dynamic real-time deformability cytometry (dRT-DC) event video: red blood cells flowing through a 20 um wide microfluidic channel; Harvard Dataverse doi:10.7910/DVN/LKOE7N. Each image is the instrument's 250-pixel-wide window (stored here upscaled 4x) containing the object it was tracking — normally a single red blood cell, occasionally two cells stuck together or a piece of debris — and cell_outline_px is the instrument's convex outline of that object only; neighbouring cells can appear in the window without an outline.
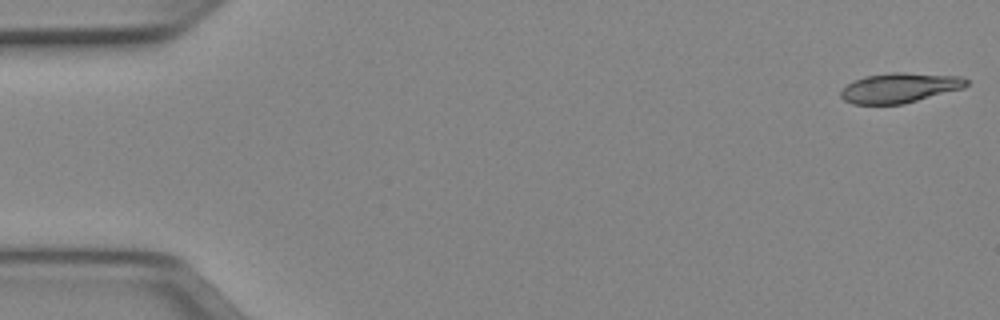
{"species": "Egyptian fruit bat (a non-hibernating species)", "species_latin": "Rousettus aegyptiacus", "temperature_condition": "cold", "stored_images_in_passage": 51, "camera_frame_rate_fps": 3000, "um_per_image_px": 0.085, "animal": {"sex": "female"}, "frame": {"image": 1, "passage_image": 1, "time_ms": 0.0, "image_size_px": [1000, 320], "cell_outline_px": [[968, 84], [964, 88], [904, 104], [852, 104], [844, 100], [840, 96], [840, 92], [848, 84], [864, 76], [892, 72], [904, 72], [964, 76], [968, 80]], "centroid_in_image_um": [76.51, 7.46], "position_along_channel_um": 8.5, "area_um2": 22.02}}
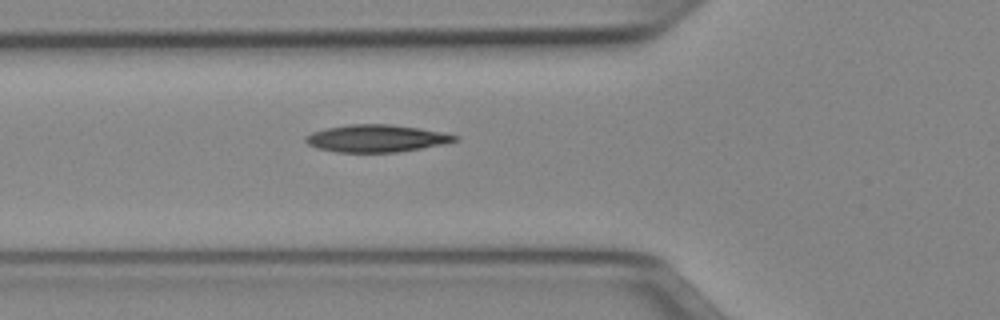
{"frame": {"image": 2, "passage_image": 18, "time_ms": 5.667, "image_size_px": [1000, 320], "cell_outline_px": [[460, 136], [456, 140], [444, 144], [396, 152], [336, 152], [316, 148], [308, 144], [304, 140], [304, 136], [312, 132], [324, 128], [348, 124], [392, 124], [420, 128], [444, 132]], "centroid_in_image_um": [31.96, 11.75], "position_along_channel_um": 93.8, "area_um2": 23.93}}
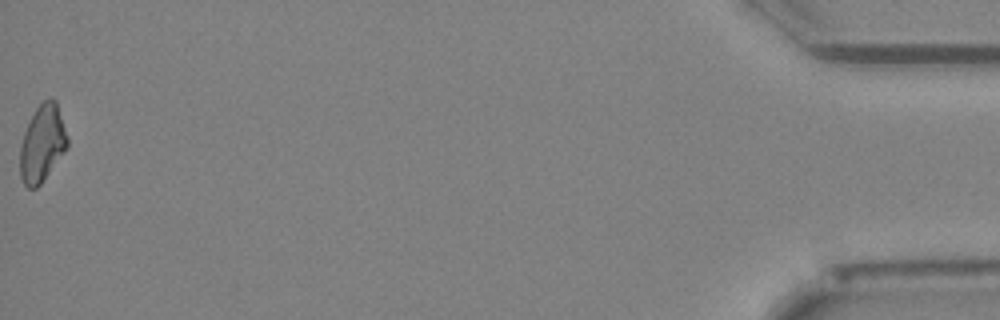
{"frame": {"image": 3, "passage_image": 51, "time_ms": 16.667, "image_size_px": [1000, 320], "cell_outline_px": [[68, 148], [40, 184], [36, 188], [28, 188], [24, 184], [20, 176], [20, 148], [24, 132], [36, 108], [44, 100], [52, 96], [56, 100], [68, 136]], "centroid_in_image_um": [3.61, 12.18], "position_along_channel_um": 431.6, "area_um2": 21.21}, "authors_computed_cell_mechanics": {"area_um2": 22.4842, "velocity_mm_per_s": 3.9678, "shape_relaxation_time_tau1_ms": 10.2303, "shape_relaxation_time_tau2_ms": null, "deformation_change_tau1": 0.215, "deformation_change_tau2": null}}